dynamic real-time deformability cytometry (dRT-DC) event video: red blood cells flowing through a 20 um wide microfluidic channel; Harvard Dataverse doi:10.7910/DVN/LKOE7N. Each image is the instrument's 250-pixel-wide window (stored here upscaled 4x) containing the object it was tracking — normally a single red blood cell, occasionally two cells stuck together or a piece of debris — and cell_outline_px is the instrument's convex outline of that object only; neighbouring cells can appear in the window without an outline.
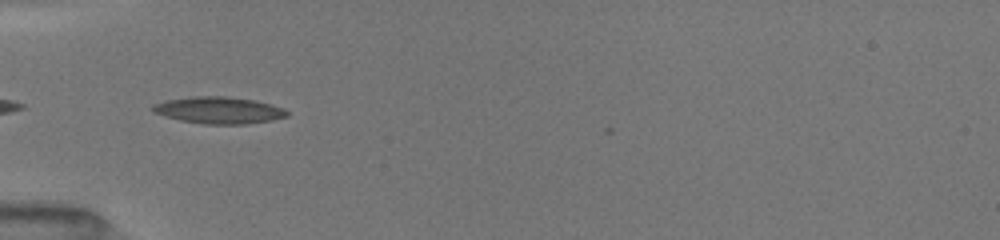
{"species": "common noctule bat (a hibernating species)", "species_latin": "Nyctalus noctula", "temperature_condition": "room temperature", "stored_images_in_passage": 47, "camera_frame_rate_fps": 3000, "um_per_image_px": 0.085, "animal": {"sex": "female", "body_mass_g": 19.5, "forearm_length_mm": 54.1}, "frame": {"image": 1, "passage_image": 2, "time_ms": 0.333, "image_size_px": [1000, 240], "cell_outline_px": [[288, 116], [272, 120], [244, 124], [204, 124], [180, 120], [164, 116], [152, 112], [148, 108], [152, 104], [168, 100], [192, 96], [228, 96], [252, 100], [284, 108], [288, 112]], "centroid_in_image_um": [18.54, 9.37], "position_along_channel_um": 66.5, "area_um2": 20.98}}
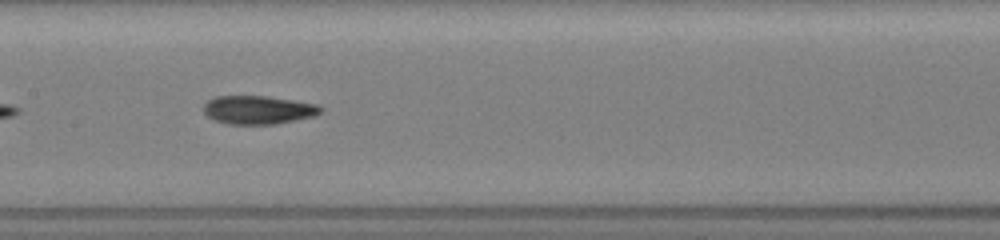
{"frame": {"image": 2, "passage_image": 15, "time_ms": 3.333, "image_size_px": [1000, 240], "cell_outline_px": [[324, 108], [320, 112], [312, 116], [276, 124], [228, 124], [216, 120], [208, 116], [204, 112], [204, 104], [208, 100], [216, 96], [268, 96], [296, 100], [320, 104]], "centroid_in_image_um": [21.98, 9.32], "position_along_channel_um": 185.4, "area_um2": 19.42}, "authors_computed_cell_mechanics": {"area_um2": 19.1896, "velocity_mm_per_s": 4.0555, "shape_relaxation_time_tau1_ms": 10.1077, "shape_relaxation_time_tau2_ms": 2.7033, "deformation_change_tau1": 0.2865, "deformation_change_tau2": 0.0913}}